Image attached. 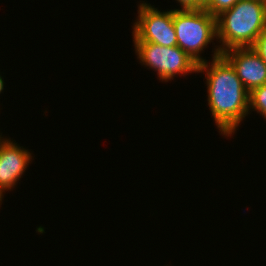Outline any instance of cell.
<instances>
[{"label": "cell", "mask_w": 266, "mask_h": 266, "mask_svg": "<svg viewBox=\"0 0 266 266\" xmlns=\"http://www.w3.org/2000/svg\"><path fill=\"white\" fill-rule=\"evenodd\" d=\"M213 50L211 63L199 64L197 73L205 72L208 106L219 133L231 137L249 114V92L218 45Z\"/></svg>", "instance_id": "cell-1"}, {"label": "cell", "mask_w": 266, "mask_h": 266, "mask_svg": "<svg viewBox=\"0 0 266 266\" xmlns=\"http://www.w3.org/2000/svg\"><path fill=\"white\" fill-rule=\"evenodd\" d=\"M266 26V3L240 0L216 17L218 46L221 52L236 47H251Z\"/></svg>", "instance_id": "cell-2"}, {"label": "cell", "mask_w": 266, "mask_h": 266, "mask_svg": "<svg viewBox=\"0 0 266 266\" xmlns=\"http://www.w3.org/2000/svg\"><path fill=\"white\" fill-rule=\"evenodd\" d=\"M173 25L179 46L198 65L206 60L203 49L217 38L216 17L205 9H173Z\"/></svg>", "instance_id": "cell-3"}, {"label": "cell", "mask_w": 266, "mask_h": 266, "mask_svg": "<svg viewBox=\"0 0 266 266\" xmlns=\"http://www.w3.org/2000/svg\"><path fill=\"white\" fill-rule=\"evenodd\" d=\"M137 59L155 72L159 80L168 82L176 75L197 73L198 64L179 46L164 47L150 42H133Z\"/></svg>", "instance_id": "cell-4"}, {"label": "cell", "mask_w": 266, "mask_h": 266, "mask_svg": "<svg viewBox=\"0 0 266 266\" xmlns=\"http://www.w3.org/2000/svg\"><path fill=\"white\" fill-rule=\"evenodd\" d=\"M142 2L138 5V18L132 27L133 42H150L164 47L176 46L173 10L161 12L154 5Z\"/></svg>", "instance_id": "cell-5"}, {"label": "cell", "mask_w": 266, "mask_h": 266, "mask_svg": "<svg viewBox=\"0 0 266 266\" xmlns=\"http://www.w3.org/2000/svg\"><path fill=\"white\" fill-rule=\"evenodd\" d=\"M221 55L234 68L249 93L266 84V64L252 47L231 48Z\"/></svg>", "instance_id": "cell-6"}, {"label": "cell", "mask_w": 266, "mask_h": 266, "mask_svg": "<svg viewBox=\"0 0 266 266\" xmlns=\"http://www.w3.org/2000/svg\"><path fill=\"white\" fill-rule=\"evenodd\" d=\"M32 159L28 149L11 141L10 138H6L0 145V202L5 191L12 190L17 185Z\"/></svg>", "instance_id": "cell-7"}, {"label": "cell", "mask_w": 266, "mask_h": 266, "mask_svg": "<svg viewBox=\"0 0 266 266\" xmlns=\"http://www.w3.org/2000/svg\"><path fill=\"white\" fill-rule=\"evenodd\" d=\"M251 110L257 111L260 116L266 119V84L249 93V114Z\"/></svg>", "instance_id": "cell-8"}, {"label": "cell", "mask_w": 266, "mask_h": 266, "mask_svg": "<svg viewBox=\"0 0 266 266\" xmlns=\"http://www.w3.org/2000/svg\"><path fill=\"white\" fill-rule=\"evenodd\" d=\"M238 1L240 0H210L204 9L212 16L217 17L223 11L231 9Z\"/></svg>", "instance_id": "cell-9"}, {"label": "cell", "mask_w": 266, "mask_h": 266, "mask_svg": "<svg viewBox=\"0 0 266 266\" xmlns=\"http://www.w3.org/2000/svg\"><path fill=\"white\" fill-rule=\"evenodd\" d=\"M251 47L266 64V26Z\"/></svg>", "instance_id": "cell-10"}, {"label": "cell", "mask_w": 266, "mask_h": 266, "mask_svg": "<svg viewBox=\"0 0 266 266\" xmlns=\"http://www.w3.org/2000/svg\"><path fill=\"white\" fill-rule=\"evenodd\" d=\"M180 3L181 10L195 9V0H176Z\"/></svg>", "instance_id": "cell-11"}, {"label": "cell", "mask_w": 266, "mask_h": 266, "mask_svg": "<svg viewBox=\"0 0 266 266\" xmlns=\"http://www.w3.org/2000/svg\"><path fill=\"white\" fill-rule=\"evenodd\" d=\"M210 0H195V9H204Z\"/></svg>", "instance_id": "cell-12"}, {"label": "cell", "mask_w": 266, "mask_h": 266, "mask_svg": "<svg viewBox=\"0 0 266 266\" xmlns=\"http://www.w3.org/2000/svg\"><path fill=\"white\" fill-rule=\"evenodd\" d=\"M4 79L2 78V76L0 75V94L1 92L4 90Z\"/></svg>", "instance_id": "cell-13"}, {"label": "cell", "mask_w": 266, "mask_h": 266, "mask_svg": "<svg viewBox=\"0 0 266 266\" xmlns=\"http://www.w3.org/2000/svg\"><path fill=\"white\" fill-rule=\"evenodd\" d=\"M1 136H2V134L0 135V145L6 140V137L4 139V137H1Z\"/></svg>", "instance_id": "cell-14"}]
</instances>
